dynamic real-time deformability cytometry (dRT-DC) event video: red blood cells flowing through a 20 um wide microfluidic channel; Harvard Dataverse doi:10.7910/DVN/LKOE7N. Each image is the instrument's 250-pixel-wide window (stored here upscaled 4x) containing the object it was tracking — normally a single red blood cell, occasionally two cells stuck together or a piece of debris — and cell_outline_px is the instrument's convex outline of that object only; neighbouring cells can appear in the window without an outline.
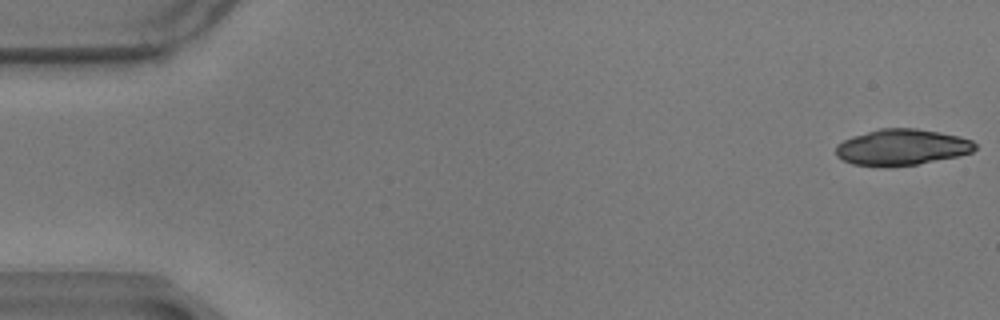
{"species": "common noctule bat (a hibernating species)", "species_latin": "Nyctalus noctula", "temperature_condition": "warm", "stored_images_in_passage": 57, "camera_frame_rate_fps": 3000, "um_per_image_px": 0.085, "animal": {"sex": "male", "body_mass_g": 17.9}, "frame": {"image": 1, "passage_image": 1, "time_ms": 0.0, "image_size_px": [1000, 320], "cell_outline_px": [[976, 148], [972, 152], [956, 156], [916, 164], [888, 168], [884, 168], [852, 164], [836, 156], [836, 144], [852, 136], [880, 128], [916, 128], [940, 132], [960, 136], [972, 140], [976, 144]], "centroid_in_image_um": [76.63, 12.52], "position_along_channel_um": 8.4, "area_um2": 29.54}}